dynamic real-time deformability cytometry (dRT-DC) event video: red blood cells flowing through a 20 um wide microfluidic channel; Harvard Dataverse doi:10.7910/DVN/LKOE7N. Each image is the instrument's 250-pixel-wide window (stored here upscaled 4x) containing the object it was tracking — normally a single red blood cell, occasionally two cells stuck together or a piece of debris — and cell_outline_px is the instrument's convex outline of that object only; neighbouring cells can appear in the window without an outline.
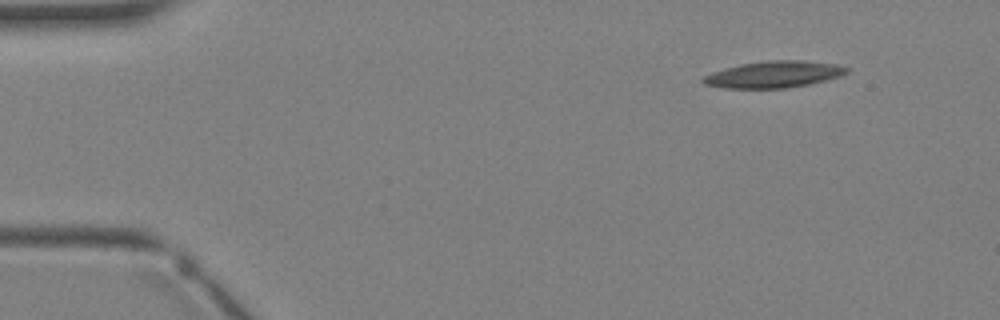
{"species": "Egyptian fruit bat (a non-hibernating species)", "species_latin": "Rousettus aegyptiacus", "temperature_condition": "warm", "stored_images_in_passage": 2, "camera_frame_rate_fps": 3000, "um_per_image_px": 0.085, "animal": {"sex": "female"}, "frame": {"image": 1, "passage_image": 1, "time_ms": 0.0, "image_size_px": [1000, 320], "cell_outline_px": [[848, 72], [840, 76], [808, 84], [788, 88], [724, 88], [704, 84], [700, 80], [704, 76], [712, 72], [724, 68], [740, 64], [768, 60], [804, 60], [836, 64], [848, 68]], "centroid_in_image_um": [65.75, 6.32], "position_along_channel_um": 19.3, "area_um2": 22.25}}